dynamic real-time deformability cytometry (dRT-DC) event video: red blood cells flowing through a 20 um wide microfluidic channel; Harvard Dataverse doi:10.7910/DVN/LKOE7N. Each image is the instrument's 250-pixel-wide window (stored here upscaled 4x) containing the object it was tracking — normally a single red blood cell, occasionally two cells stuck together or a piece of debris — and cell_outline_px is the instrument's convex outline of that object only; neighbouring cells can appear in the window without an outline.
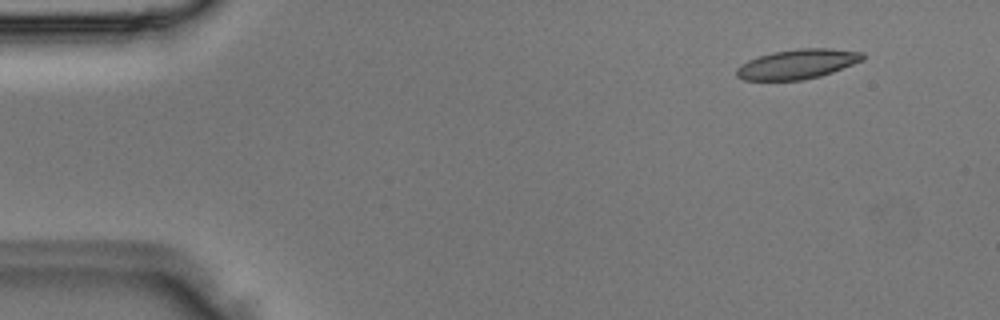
{"species": "Egyptian fruit bat (a non-hibernating species)", "species_latin": "Rousettus aegyptiacus", "temperature_condition": "room temperature", "stored_images_in_passage": 4, "camera_frame_rate_fps": 3000, "um_per_image_px": 0.085, "animal": {"sex": "male"}, "frame": {"image": 1, "passage_image": 2, "time_ms": 0.333, "image_size_px": [1000, 320], "cell_outline_px": [[864, 60], [832, 72], [820, 76], [804, 80], [744, 80], [736, 76], [736, 68], [740, 64], [748, 60], [772, 52], [796, 48], [832, 48], [864, 52]], "centroid_in_image_um": [67.79, 5.44], "position_along_channel_um": 17.2, "area_um2": 21.96}}